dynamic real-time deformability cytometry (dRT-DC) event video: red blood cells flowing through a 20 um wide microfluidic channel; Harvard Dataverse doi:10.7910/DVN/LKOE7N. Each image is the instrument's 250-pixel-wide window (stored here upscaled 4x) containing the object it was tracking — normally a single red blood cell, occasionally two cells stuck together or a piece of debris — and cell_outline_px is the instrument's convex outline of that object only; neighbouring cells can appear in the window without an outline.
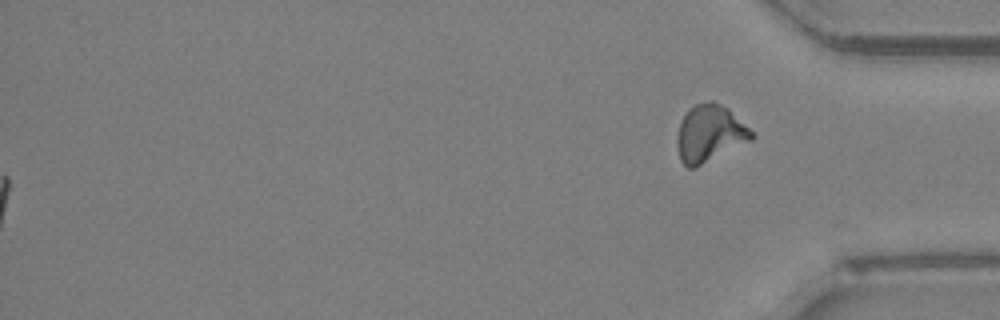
{"species": "Egyptian fruit bat (a non-hibernating species)", "species_latin": "Rousettus aegyptiacus", "temperature_condition": "room temperature", "stored_images_in_passage": 51, "segment_of_instrument_passage": [2, 2], "camera_frame_rate_fps": 3000, "um_per_image_px": 0.085, "animal": {"sex": "female"}, "frame": {"image": 1, "passage_image": 51, "time_ms": 16.667, "image_size_px": [1000, 320], "cell_outline_px": [[756, 136], [752, 140], [696, 168], [688, 168], [680, 160], [676, 140], [676, 136], [680, 124], [684, 116], [696, 104], [712, 100], [728, 108]], "centroid_in_image_um": [60.32, 11.38], "position_along_channel_um": 374.9, "area_um2": 24.57}}